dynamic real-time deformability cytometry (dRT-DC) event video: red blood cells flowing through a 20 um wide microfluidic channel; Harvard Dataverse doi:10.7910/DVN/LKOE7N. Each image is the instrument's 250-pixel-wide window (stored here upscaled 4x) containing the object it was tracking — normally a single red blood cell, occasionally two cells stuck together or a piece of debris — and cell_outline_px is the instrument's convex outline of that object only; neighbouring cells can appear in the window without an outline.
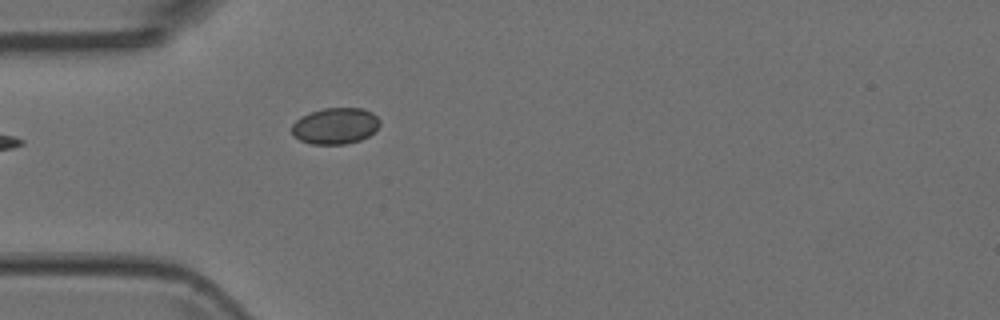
{"species": "Egyptian fruit bat (a non-hibernating species)", "species_latin": "Rousettus aegyptiacus", "temperature_condition": "room temperature", "stored_images_in_passage": 4, "camera_frame_rate_fps": 3000, "um_per_image_px": 0.085, "animal": {"sex": "female"}, "frame": {"image": 1, "passage_image": 4, "time_ms": 1.0, "image_size_px": [1000, 320], "cell_outline_px": [[380, 124], [368, 136], [360, 140], [344, 144], [312, 144], [300, 140], [292, 136], [292, 124], [300, 116], [324, 108], [364, 108], [372, 112], [380, 120]], "centroid_in_image_um": [28.48, 10.7], "position_along_channel_um": 56.5, "area_um2": 18.61}}